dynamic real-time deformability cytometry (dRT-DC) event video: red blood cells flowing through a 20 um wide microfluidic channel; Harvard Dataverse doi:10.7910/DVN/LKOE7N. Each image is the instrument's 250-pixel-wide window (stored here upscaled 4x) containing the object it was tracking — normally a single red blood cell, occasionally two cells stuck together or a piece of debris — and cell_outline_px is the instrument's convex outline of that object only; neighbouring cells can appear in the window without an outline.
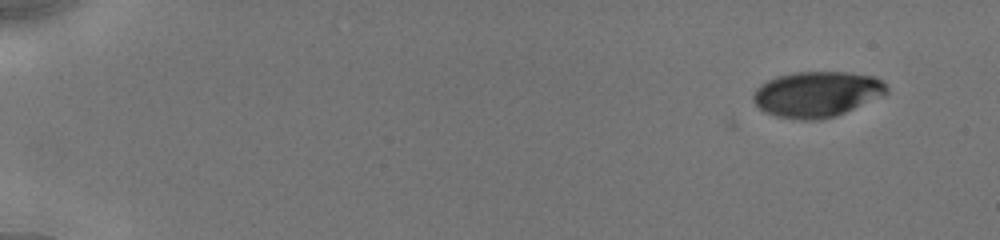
{"species": "human", "species_latin": "Homo sapiens", "temperature_condition": "cold", "stored_images_in_passage": 8, "camera_frame_rate_fps": 3000, "um_per_image_px": 0.085, "donor": {"sex": "male"}, "frame": {"image": 1, "passage_image": 1, "time_ms": 0.0, "image_size_px": [1000, 240], "cell_outline_px": [[888, 92], [836, 116], [820, 120], [800, 120], [776, 116], [764, 112], [752, 100], [752, 92], [760, 84], [768, 80], [792, 72], [848, 72], [872, 76], [880, 80], [888, 88]], "centroid_in_image_um": [69.37, 8.01], "position_along_channel_um": 15.6, "area_um2": 35.26}}
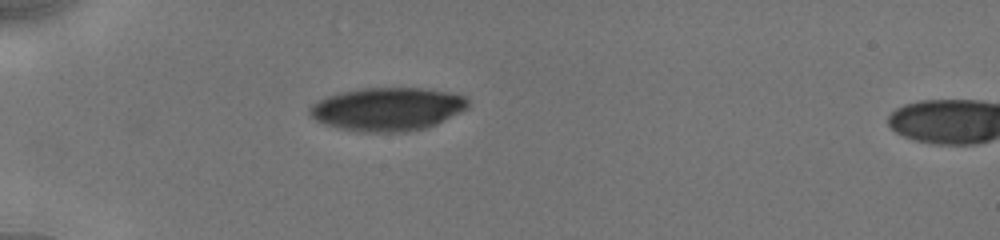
{"frame": {"image": 2, "passage_image": 7, "time_ms": 4.333, "image_size_px": [1000, 240], "cell_outline_px": [[468, 108], [436, 124], [424, 128], [408, 132], [356, 132], [324, 124], [316, 120], [308, 112], [308, 108], [312, 104], [324, 96], [340, 92], [360, 88], [424, 88], [452, 92], [464, 96], [468, 100]], "centroid_in_image_um": [32.91, 9.27], "position_along_channel_um": 52.1, "area_um2": 40.23}}